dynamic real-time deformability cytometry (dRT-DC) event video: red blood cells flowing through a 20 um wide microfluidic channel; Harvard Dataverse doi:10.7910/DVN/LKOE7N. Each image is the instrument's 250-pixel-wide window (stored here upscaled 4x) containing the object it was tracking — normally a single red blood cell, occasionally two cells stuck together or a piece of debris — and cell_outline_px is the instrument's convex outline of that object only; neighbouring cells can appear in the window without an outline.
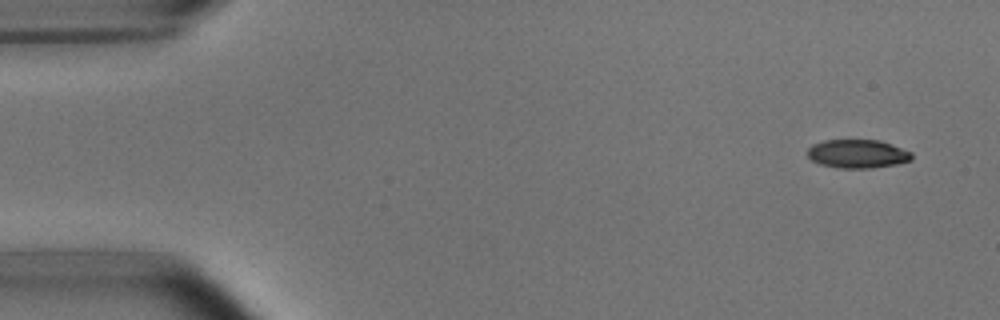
{"species": "common noctule bat (a hibernating species)", "species_latin": "Nyctalus noctula", "temperature_condition": "room temperature", "stored_images_in_passage": 6, "camera_frame_rate_fps": 3000, "um_per_image_px": 0.085, "animal": {"sex": "male", "body_mass_g": 15.6}, "frame": {"image": 1, "passage_image": 1, "time_ms": 0.0, "image_size_px": [1000, 320], "cell_outline_px": [[912, 160], [896, 164], [872, 168], [840, 168], [820, 164], [812, 160], [808, 156], [808, 148], [812, 144], [824, 140], [880, 140], [892, 144], [912, 152]], "centroid_in_image_um": [72.9, 13.07], "position_along_channel_um": 12.1, "area_um2": 17.4}}
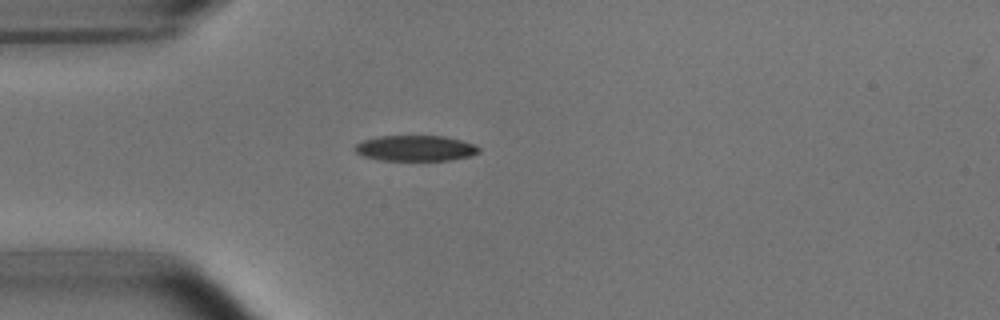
{"frame": {"image": 2, "passage_image": 4, "time_ms": 1.0, "image_size_px": [1000, 320], "cell_outline_px": [[480, 152], [468, 156], [448, 160], [380, 160], [364, 156], [356, 152], [352, 148], [356, 144], [364, 140], [380, 136], [444, 136], [476, 144], [480, 148]], "centroid_in_image_um": [35.31, 12.59], "position_along_channel_um": 49.7, "area_um2": 18.44}}